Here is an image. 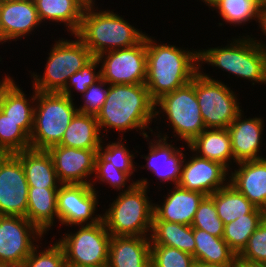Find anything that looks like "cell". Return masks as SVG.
<instances>
[{
  "label": "cell",
  "instance_id": "obj_1",
  "mask_svg": "<svg viewBox=\"0 0 266 267\" xmlns=\"http://www.w3.org/2000/svg\"><path fill=\"white\" fill-rule=\"evenodd\" d=\"M96 117L100 132L104 130L107 134L115 129L124 138V133L135 129L145 138L154 132L149 126L155 120V102L145 83L108 84L107 98Z\"/></svg>",
  "mask_w": 266,
  "mask_h": 267
},
{
  "label": "cell",
  "instance_id": "obj_2",
  "mask_svg": "<svg viewBox=\"0 0 266 267\" xmlns=\"http://www.w3.org/2000/svg\"><path fill=\"white\" fill-rule=\"evenodd\" d=\"M146 34L147 68L145 85L156 102L163 95L190 83L199 72V49L188 50L157 43Z\"/></svg>",
  "mask_w": 266,
  "mask_h": 267
},
{
  "label": "cell",
  "instance_id": "obj_3",
  "mask_svg": "<svg viewBox=\"0 0 266 267\" xmlns=\"http://www.w3.org/2000/svg\"><path fill=\"white\" fill-rule=\"evenodd\" d=\"M96 3L87 4L81 24L75 35L85 44L93 57L113 50L132 47L140 43L147 33L114 13V10H99ZM99 10V11H98Z\"/></svg>",
  "mask_w": 266,
  "mask_h": 267
},
{
  "label": "cell",
  "instance_id": "obj_4",
  "mask_svg": "<svg viewBox=\"0 0 266 267\" xmlns=\"http://www.w3.org/2000/svg\"><path fill=\"white\" fill-rule=\"evenodd\" d=\"M149 185L147 178L137 179L131 189L118 193L102 213L111 236H150L154 203L147 195Z\"/></svg>",
  "mask_w": 266,
  "mask_h": 267
},
{
  "label": "cell",
  "instance_id": "obj_5",
  "mask_svg": "<svg viewBox=\"0 0 266 267\" xmlns=\"http://www.w3.org/2000/svg\"><path fill=\"white\" fill-rule=\"evenodd\" d=\"M237 37L227 41L226 46L199 49V67L207 63L229 75L252 81L251 85H266V50L251 35Z\"/></svg>",
  "mask_w": 266,
  "mask_h": 267
},
{
  "label": "cell",
  "instance_id": "obj_6",
  "mask_svg": "<svg viewBox=\"0 0 266 267\" xmlns=\"http://www.w3.org/2000/svg\"><path fill=\"white\" fill-rule=\"evenodd\" d=\"M73 101L60 92L36 91L34 123L30 135L32 149L47 150L61 142L64 132L78 112V106Z\"/></svg>",
  "mask_w": 266,
  "mask_h": 267
},
{
  "label": "cell",
  "instance_id": "obj_7",
  "mask_svg": "<svg viewBox=\"0 0 266 267\" xmlns=\"http://www.w3.org/2000/svg\"><path fill=\"white\" fill-rule=\"evenodd\" d=\"M76 40L58 38L48 53L43 75L30 72L32 89L38 92H61L69 77L80 71L92 58L85 44L76 36ZM36 73V74H35Z\"/></svg>",
  "mask_w": 266,
  "mask_h": 267
},
{
  "label": "cell",
  "instance_id": "obj_8",
  "mask_svg": "<svg viewBox=\"0 0 266 267\" xmlns=\"http://www.w3.org/2000/svg\"><path fill=\"white\" fill-rule=\"evenodd\" d=\"M161 117L169 120L170 124L167 125L171 126L172 133H175L173 138L177 136L176 141H183L185 145L206 129L195 93V76L190 83L163 95L155 102L154 122L158 118L161 122Z\"/></svg>",
  "mask_w": 266,
  "mask_h": 267
},
{
  "label": "cell",
  "instance_id": "obj_9",
  "mask_svg": "<svg viewBox=\"0 0 266 267\" xmlns=\"http://www.w3.org/2000/svg\"><path fill=\"white\" fill-rule=\"evenodd\" d=\"M202 68L195 75V93L204 125L228 128L242 112L240 99L229 85L204 73Z\"/></svg>",
  "mask_w": 266,
  "mask_h": 267
},
{
  "label": "cell",
  "instance_id": "obj_10",
  "mask_svg": "<svg viewBox=\"0 0 266 267\" xmlns=\"http://www.w3.org/2000/svg\"><path fill=\"white\" fill-rule=\"evenodd\" d=\"M77 231L62 234L56 240L63 248L67 267H107L110 233L103 221L73 225Z\"/></svg>",
  "mask_w": 266,
  "mask_h": 267
},
{
  "label": "cell",
  "instance_id": "obj_11",
  "mask_svg": "<svg viewBox=\"0 0 266 267\" xmlns=\"http://www.w3.org/2000/svg\"><path fill=\"white\" fill-rule=\"evenodd\" d=\"M101 78L109 85L142 84L146 80V36L138 44L105 52L97 57Z\"/></svg>",
  "mask_w": 266,
  "mask_h": 267
},
{
  "label": "cell",
  "instance_id": "obj_12",
  "mask_svg": "<svg viewBox=\"0 0 266 267\" xmlns=\"http://www.w3.org/2000/svg\"><path fill=\"white\" fill-rule=\"evenodd\" d=\"M44 235L26 217L0 215V265L23 264Z\"/></svg>",
  "mask_w": 266,
  "mask_h": 267
},
{
  "label": "cell",
  "instance_id": "obj_13",
  "mask_svg": "<svg viewBox=\"0 0 266 267\" xmlns=\"http://www.w3.org/2000/svg\"><path fill=\"white\" fill-rule=\"evenodd\" d=\"M99 191L86 184H61L57 192L59 225L96 224L102 214H96Z\"/></svg>",
  "mask_w": 266,
  "mask_h": 267
},
{
  "label": "cell",
  "instance_id": "obj_14",
  "mask_svg": "<svg viewBox=\"0 0 266 267\" xmlns=\"http://www.w3.org/2000/svg\"><path fill=\"white\" fill-rule=\"evenodd\" d=\"M29 185L20 159L6 154L0 161V215L26 216Z\"/></svg>",
  "mask_w": 266,
  "mask_h": 267
},
{
  "label": "cell",
  "instance_id": "obj_15",
  "mask_svg": "<svg viewBox=\"0 0 266 267\" xmlns=\"http://www.w3.org/2000/svg\"><path fill=\"white\" fill-rule=\"evenodd\" d=\"M190 151L193 153L192 157L187 159V156H184L179 187L210 196L229 183V170L225 166L217 161L199 157L191 149Z\"/></svg>",
  "mask_w": 266,
  "mask_h": 267
},
{
  "label": "cell",
  "instance_id": "obj_16",
  "mask_svg": "<svg viewBox=\"0 0 266 267\" xmlns=\"http://www.w3.org/2000/svg\"><path fill=\"white\" fill-rule=\"evenodd\" d=\"M159 133V134H158ZM153 139L150 140V136L147 135L148 154L145 156L140 155L146 161L145 166L141 165L140 168H147L152 174H155L160 181V183H171L178 185L181 177L182 163L185 154H183L182 149L174 146L172 140L168 143V134L160 133V130L152 134ZM157 135V136H156ZM150 140V141H149Z\"/></svg>",
  "mask_w": 266,
  "mask_h": 267
},
{
  "label": "cell",
  "instance_id": "obj_17",
  "mask_svg": "<svg viewBox=\"0 0 266 267\" xmlns=\"http://www.w3.org/2000/svg\"><path fill=\"white\" fill-rule=\"evenodd\" d=\"M47 151L52 158L61 184H91L95 172L97 150L55 145Z\"/></svg>",
  "mask_w": 266,
  "mask_h": 267
},
{
  "label": "cell",
  "instance_id": "obj_18",
  "mask_svg": "<svg viewBox=\"0 0 266 267\" xmlns=\"http://www.w3.org/2000/svg\"><path fill=\"white\" fill-rule=\"evenodd\" d=\"M41 24L34 0H0V45L30 36Z\"/></svg>",
  "mask_w": 266,
  "mask_h": 267
},
{
  "label": "cell",
  "instance_id": "obj_19",
  "mask_svg": "<svg viewBox=\"0 0 266 267\" xmlns=\"http://www.w3.org/2000/svg\"><path fill=\"white\" fill-rule=\"evenodd\" d=\"M243 113L244 110L227 128L231 138L234 160L238 163L241 161L266 158L264 155L262 156L261 152V147L263 146L262 141L264 140V119L260 116L246 118Z\"/></svg>",
  "mask_w": 266,
  "mask_h": 267
},
{
  "label": "cell",
  "instance_id": "obj_20",
  "mask_svg": "<svg viewBox=\"0 0 266 267\" xmlns=\"http://www.w3.org/2000/svg\"><path fill=\"white\" fill-rule=\"evenodd\" d=\"M234 165L237 168L229 171V183L256 208L266 212V158Z\"/></svg>",
  "mask_w": 266,
  "mask_h": 267
},
{
  "label": "cell",
  "instance_id": "obj_21",
  "mask_svg": "<svg viewBox=\"0 0 266 267\" xmlns=\"http://www.w3.org/2000/svg\"><path fill=\"white\" fill-rule=\"evenodd\" d=\"M168 191L161 204L154 203L153 214L162 221L191 226L198 206L206 195L178 185Z\"/></svg>",
  "mask_w": 266,
  "mask_h": 267
},
{
  "label": "cell",
  "instance_id": "obj_22",
  "mask_svg": "<svg viewBox=\"0 0 266 267\" xmlns=\"http://www.w3.org/2000/svg\"><path fill=\"white\" fill-rule=\"evenodd\" d=\"M149 237L111 236L107 267H151Z\"/></svg>",
  "mask_w": 266,
  "mask_h": 267
},
{
  "label": "cell",
  "instance_id": "obj_23",
  "mask_svg": "<svg viewBox=\"0 0 266 267\" xmlns=\"http://www.w3.org/2000/svg\"><path fill=\"white\" fill-rule=\"evenodd\" d=\"M199 157L221 163L229 171L237 163L232 153L231 138L227 128H206L186 145Z\"/></svg>",
  "mask_w": 266,
  "mask_h": 267
},
{
  "label": "cell",
  "instance_id": "obj_24",
  "mask_svg": "<svg viewBox=\"0 0 266 267\" xmlns=\"http://www.w3.org/2000/svg\"><path fill=\"white\" fill-rule=\"evenodd\" d=\"M23 165L29 187L59 188L52 158L47 150L27 149L14 153Z\"/></svg>",
  "mask_w": 266,
  "mask_h": 267
},
{
  "label": "cell",
  "instance_id": "obj_25",
  "mask_svg": "<svg viewBox=\"0 0 266 267\" xmlns=\"http://www.w3.org/2000/svg\"><path fill=\"white\" fill-rule=\"evenodd\" d=\"M34 3L43 25L48 21L57 25L62 23L71 35H75L78 31L87 5L83 0H34Z\"/></svg>",
  "mask_w": 266,
  "mask_h": 267
},
{
  "label": "cell",
  "instance_id": "obj_26",
  "mask_svg": "<svg viewBox=\"0 0 266 267\" xmlns=\"http://www.w3.org/2000/svg\"><path fill=\"white\" fill-rule=\"evenodd\" d=\"M103 134V135H102ZM106 134L100 132L95 115L77 112L64 132L60 146L97 150Z\"/></svg>",
  "mask_w": 266,
  "mask_h": 267
},
{
  "label": "cell",
  "instance_id": "obj_27",
  "mask_svg": "<svg viewBox=\"0 0 266 267\" xmlns=\"http://www.w3.org/2000/svg\"><path fill=\"white\" fill-rule=\"evenodd\" d=\"M58 189L29 187L25 217L45 235L56 224V219L59 221L57 212Z\"/></svg>",
  "mask_w": 266,
  "mask_h": 267
},
{
  "label": "cell",
  "instance_id": "obj_28",
  "mask_svg": "<svg viewBox=\"0 0 266 267\" xmlns=\"http://www.w3.org/2000/svg\"><path fill=\"white\" fill-rule=\"evenodd\" d=\"M16 83L14 80L4 91L0 110L13 121L21 122V129L30 137L34 123L36 90H32V95L26 97L27 94Z\"/></svg>",
  "mask_w": 266,
  "mask_h": 267
},
{
  "label": "cell",
  "instance_id": "obj_29",
  "mask_svg": "<svg viewBox=\"0 0 266 267\" xmlns=\"http://www.w3.org/2000/svg\"><path fill=\"white\" fill-rule=\"evenodd\" d=\"M151 245H165L189 253L195 259L193 227L159 220L153 214L150 233Z\"/></svg>",
  "mask_w": 266,
  "mask_h": 267
},
{
  "label": "cell",
  "instance_id": "obj_30",
  "mask_svg": "<svg viewBox=\"0 0 266 267\" xmlns=\"http://www.w3.org/2000/svg\"><path fill=\"white\" fill-rule=\"evenodd\" d=\"M195 240V262L204 264H231L237 255L222 237L193 228Z\"/></svg>",
  "mask_w": 266,
  "mask_h": 267
},
{
  "label": "cell",
  "instance_id": "obj_31",
  "mask_svg": "<svg viewBox=\"0 0 266 267\" xmlns=\"http://www.w3.org/2000/svg\"><path fill=\"white\" fill-rule=\"evenodd\" d=\"M210 197L214 200L218 217L225 224L252 213L256 207L230 183L214 192Z\"/></svg>",
  "mask_w": 266,
  "mask_h": 267
},
{
  "label": "cell",
  "instance_id": "obj_32",
  "mask_svg": "<svg viewBox=\"0 0 266 267\" xmlns=\"http://www.w3.org/2000/svg\"><path fill=\"white\" fill-rule=\"evenodd\" d=\"M265 218L266 212L256 208L252 213L225 224L222 238L238 256L247 245L250 236Z\"/></svg>",
  "mask_w": 266,
  "mask_h": 267
},
{
  "label": "cell",
  "instance_id": "obj_33",
  "mask_svg": "<svg viewBox=\"0 0 266 267\" xmlns=\"http://www.w3.org/2000/svg\"><path fill=\"white\" fill-rule=\"evenodd\" d=\"M224 24L240 26L252 22L258 23L259 0H222L214 9Z\"/></svg>",
  "mask_w": 266,
  "mask_h": 267
},
{
  "label": "cell",
  "instance_id": "obj_34",
  "mask_svg": "<svg viewBox=\"0 0 266 267\" xmlns=\"http://www.w3.org/2000/svg\"><path fill=\"white\" fill-rule=\"evenodd\" d=\"M124 138H117V141L105 143L103 138L101 146L97 149L95 162H111L118 170L128 173L131 177L137 172L138 165H134L136 155L126 147Z\"/></svg>",
  "mask_w": 266,
  "mask_h": 267
},
{
  "label": "cell",
  "instance_id": "obj_35",
  "mask_svg": "<svg viewBox=\"0 0 266 267\" xmlns=\"http://www.w3.org/2000/svg\"><path fill=\"white\" fill-rule=\"evenodd\" d=\"M0 148L7 154L31 148L30 137L21 129V122L13 121L0 110Z\"/></svg>",
  "mask_w": 266,
  "mask_h": 267
},
{
  "label": "cell",
  "instance_id": "obj_36",
  "mask_svg": "<svg viewBox=\"0 0 266 267\" xmlns=\"http://www.w3.org/2000/svg\"><path fill=\"white\" fill-rule=\"evenodd\" d=\"M129 180L132 182L130 183ZM97 181L98 184H109L111 188L119 192L127 191L136 184L128 173L118 170L111 162H95L94 179L90 184L95 191H97L94 187Z\"/></svg>",
  "mask_w": 266,
  "mask_h": 267
},
{
  "label": "cell",
  "instance_id": "obj_37",
  "mask_svg": "<svg viewBox=\"0 0 266 267\" xmlns=\"http://www.w3.org/2000/svg\"><path fill=\"white\" fill-rule=\"evenodd\" d=\"M194 256L177 248L151 245V267H195Z\"/></svg>",
  "mask_w": 266,
  "mask_h": 267
},
{
  "label": "cell",
  "instance_id": "obj_38",
  "mask_svg": "<svg viewBox=\"0 0 266 267\" xmlns=\"http://www.w3.org/2000/svg\"><path fill=\"white\" fill-rule=\"evenodd\" d=\"M191 226L216 237L223 236L224 223L218 217L214 200L210 196H205L200 202Z\"/></svg>",
  "mask_w": 266,
  "mask_h": 267
},
{
  "label": "cell",
  "instance_id": "obj_39",
  "mask_svg": "<svg viewBox=\"0 0 266 267\" xmlns=\"http://www.w3.org/2000/svg\"><path fill=\"white\" fill-rule=\"evenodd\" d=\"M98 66H100V64L97 57H93L80 71H77L69 77L66 86L60 93L75 100L73 98V91L76 90L77 93L80 92L79 95H82L91 84L97 82L101 78L100 69L96 72V69L99 68Z\"/></svg>",
  "mask_w": 266,
  "mask_h": 267
},
{
  "label": "cell",
  "instance_id": "obj_40",
  "mask_svg": "<svg viewBox=\"0 0 266 267\" xmlns=\"http://www.w3.org/2000/svg\"><path fill=\"white\" fill-rule=\"evenodd\" d=\"M41 242L33 249L23 263V267H67L62 246L55 240L45 249L40 250Z\"/></svg>",
  "mask_w": 266,
  "mask_h": 267
},
{
  "label": "cell",
  "instance_id": "obj_41",
  "mask_svg": "<svg viewBox=\"0 0 266 267\" xmlns=\"http://www.w3.org/2000/svg\"><path fill=\"white\" fill-rule=\"evenodd\" d=\"M108 83L100 78L97 82L91 84L88 89L81 95L83 105L78 111L85 114L95 115L101 111L107 98Z\"/></svg>",
  "mask_w": 266,
  "mask_h": 267
},
{
  "label": "cell",
  "instance_id": "obj_42",
  "mask_svg": "<svg viewBox=\"0 0 266 267\" xmlns=\"http://www.w3.org/2000/svg\"><path fill=\"white\" fill-rule=\"evenodd\" d=\"M238 257L249 262L266 264V218L250 236Z\"/></svg>",
  "mask_w": 266,
  "mask_h": 267
},
{
  "label": "cell",
  "instance_id": "obj_43",
  "mask_svg": "<svg viewBox=\"0 0 266 267\" xmlns=\"http://www.w3.org/2000/svg\"><path fill=\"white\" fill-rule=\"evenodd\" d=\"M257 27H259L258 28V30L259 29H261L260 31H261V36L263 35H265L266 36V9H260L259 10V15H258V26ZM263 33V34H262ZM251 36H252V38H253V40L257 43V44H259L261 47H263L265 50H266V43H265V41H262V39L260 40V39H258L257 40V38L256 37H254L253 35H252V33H251Z\"/></svg>",
  "mask_w": 266,
  "mask_h": 267
},
{
  "label": "cell",
  "instance_id": "obj_44",
  "mask_svg": "<svg viewBox=\"0 0 266 267\" xmlns=\"http://www.w3.org/2000/svg\"><path fill=\"white\" fill-rule=\"evenodd\" d=\"M235 267H266V264L249 262L237 256L235 258Z\"/></svg>",
  "mask_w": 266,
  "mask_h": 267
},
{
  "label": "cell",
  "instance_id": "obj_45",
  "mask_svg": "<svg viewBox=\"0 0 266 267\" xmlns=\"http://www.w3.org/2000/svg\"><path fill=\"white\" fill-rule=\"evenodd\" d=\"M2 79V80H1ZM0 79V101L2 99V95L4 91L13 83V77H10L6 74V76L2 77Z\"/></svg>",
  "mask_w": 266,
  "mask_h": 267
},
{
  "label": "cell",
  "instance_id": "obj_46",
  "mask_svg": "<svg viewBox=\"0 0 266 267\" xmlns=\"http://www.w3.org/2000/svg\"><path fill=\"white\" fill-rule=\"evenodd\" d=\"M195 267H235V262L231 264H204L196 263Z\"/></svg>",
  "mask_w": 266,
  "mask_h": 267
},
{
  "label": "cell",
  "instance_id": "obj_47",
  "mask_svg": "<svg viewBox=\"0 0 266 267\" xmlns=\"http://www.w3.org/2000/svg\"><path fill=\"white\" fill-rule=\"evenodd\" d=\"M201 2L203 1V3L206 4V6H210L209 8L211 9H215L222 0H200Z\"/></svg>",
  "mask_w": 266,
  "mask_h": 267
},
{
  "label": "cell",
  "instance_id": "obj_48",
  "mask_svg": "<svg viewBox=\"0 0 266 267\" xmlns=\"http://www.w3.org/2000/svg\"><path fill=\"white\" fill-rule=\"evenodd\" d=\"M260 9H266V0H259Z\"/></svg>",
  "mask_w": 266,
  "mask_h": 267
},
{
  "label": "cell",
  "instance_id": "obj_49",
  "mask_svg": "<svg viewBox=\"0 0 266 267\" xmlns=\"http://www.w3.org/2000/svg\"><path fill=\"white\" fill-rule=\"evenodd\" d=\"M7 153L2 149L0 148V161L5 157Z\"/></svg>",
  "mask_w": 266,
  "mask_h": 267
},
{
  "label": "cell",
  "instance_id": "obj_50",
  "mask_svg": "<svg viewBox=\"0 0 266 267\" xmlns=\"http://www.w3.org/2000/svg\"><path fill=\"white\" fill-rule=\"evenodd\" d=\"M1 267H23V264H20V265H4V266H1Z\"/></svg>",
  "mask_w": 266,
  "mask_h": 267
},
{
  "label": "cell",
  "instance_id": "obj_51",
  "mask_svg": "<svg viewBox=\"0 0 266 267\" xmlns=\"http://www.w3.org/2000/svg\"><path fill=\"white\" fill-rule=\"evenodd\" d=\"M86 4H92L95 3L96 0H83Z\"/></svg>",
  "mask_w": 266,
  "mask_h": 267
}]
</instances>
